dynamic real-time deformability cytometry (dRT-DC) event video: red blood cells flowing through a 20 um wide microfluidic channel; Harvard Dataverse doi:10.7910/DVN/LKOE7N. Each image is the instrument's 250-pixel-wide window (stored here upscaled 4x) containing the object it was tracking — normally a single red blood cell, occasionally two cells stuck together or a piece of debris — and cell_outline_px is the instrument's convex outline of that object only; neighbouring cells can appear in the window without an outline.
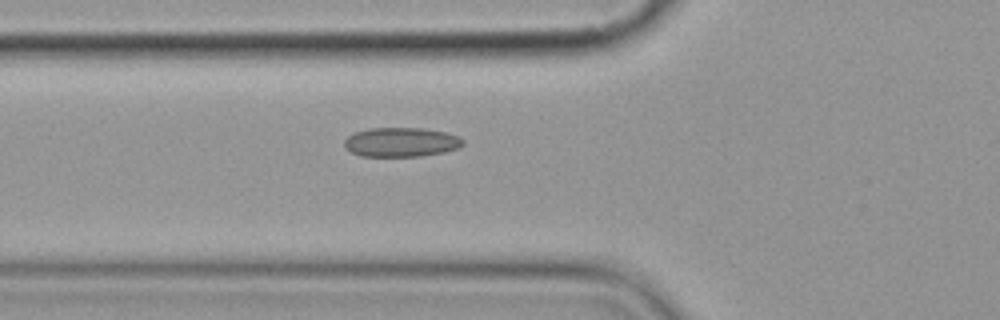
{"species": "common noctule bat (a hibernating species)", "species_latin": "Nyctalus noctula", "temperature_condition": "cold", "stored_images_in_passage": 5, "camera_frame_rate_fps": 3000, "um_per_image_px": 0.085, "animal": {"sex": "female", "body_mass_g": 19.9}, "frame": {"image": 1, "passage_image": 5, "time_ms": 4.667, "image_size_px": [1000, 320], "cell_outline_px": [[464, 144], [460, 148], [444, 152], [420, 156], [360, 156], [352, 152], [344, 144], [344, 140], [348, 136], [356, 132], [368, 128], [424, 128], [444, 132], [460, 136], [464, 140]], "centroid_in_image_um": [34.14, 12.08], "position_along_channel_um": 91.7, "area_um2": 20.29}}